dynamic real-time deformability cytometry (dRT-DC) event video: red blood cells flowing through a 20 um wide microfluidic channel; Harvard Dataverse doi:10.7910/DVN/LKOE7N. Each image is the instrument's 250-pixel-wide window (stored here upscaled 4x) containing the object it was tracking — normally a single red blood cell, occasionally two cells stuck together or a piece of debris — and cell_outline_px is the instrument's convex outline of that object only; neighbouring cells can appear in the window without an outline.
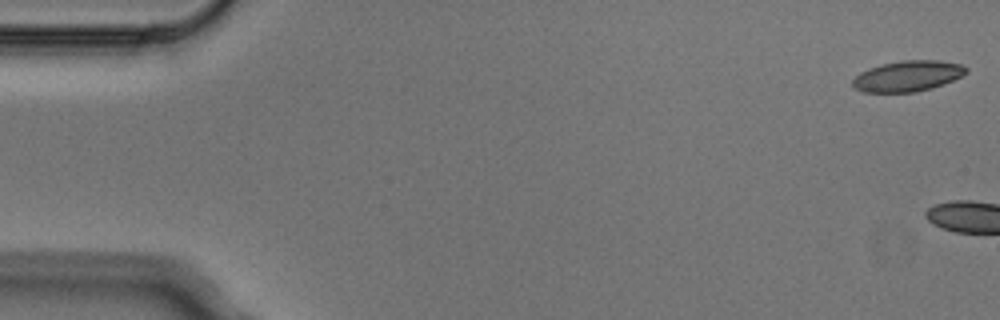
{"species": "Egyptian fruit bat (a non-hibernating species)", "species_latin": "Rousettus aegyptiacus", "temperature_condition": "cold", "stored_images_in_passage": 5, "camera_frame_rate_fps": 3000, "um_per_image_px": 0.085, "animal": {"sex": "male"}, "frame": {"image": 1, "passage_image": 1, "time_ms": 0.0, "image_size_px": [1000, 320], "cell_outline_px": [[968, 72], [944, 84], [932, 88], [916, 92], [864, 92], [852, 88], [852, 80], [860, 72], [880, 64], [900, 60], [940, 60], [960, 64], [968, 68]], "centroid_in_image_um": [77.14, 6.46], "position_along_channel_um": 7.9, "area_um2": 20.46}}
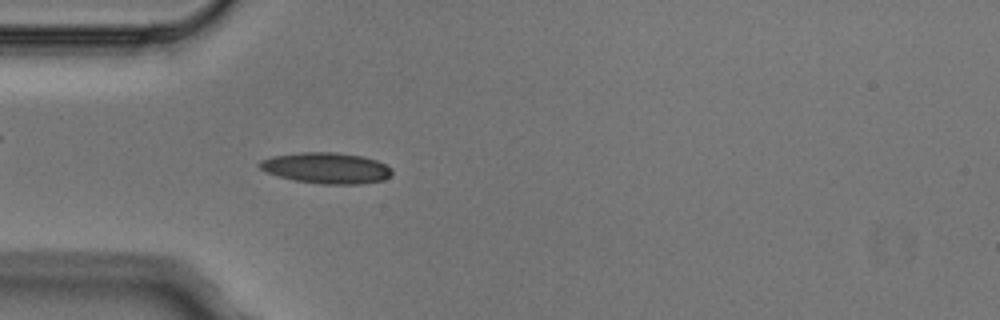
{"frame": {"image": 2, "passage_image": 5, "time_ms": 1.333, "image_size_px": [1000, 320], "cell_outline_px": [[392, 172], [384, 180], [360, 184], [320, 184], [296, 180], [280, 176], [268, 172], [260, 168], [256, 164], [260, 160], [272, 156], [300, 152], [336, 152], [364, 156], [376, 160], [392, 168]], "centroid_in_image_um": [27.74, 14.27], "position_along_channel_um": 57.3, "area_um2": 23.87}}